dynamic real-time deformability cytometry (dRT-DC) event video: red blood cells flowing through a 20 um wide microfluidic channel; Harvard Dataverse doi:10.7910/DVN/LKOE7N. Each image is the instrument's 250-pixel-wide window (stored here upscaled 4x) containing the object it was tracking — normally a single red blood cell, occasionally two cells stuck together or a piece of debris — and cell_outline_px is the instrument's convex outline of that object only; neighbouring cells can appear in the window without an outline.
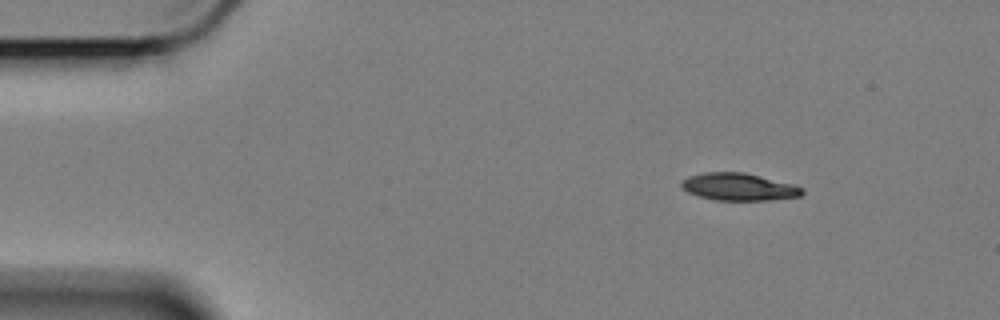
{"species": "Egyptian fruit bat (a non-hibernating species)", "species_latin": "Rousettus aegyptiacus", "temperature_condition": "cold", "stored_images_in_passage": 52, "camera_frame_rate_fps": 3000, "um_per_image_px": 0.085, "animal": {"sex": "female"}, "frame": {"image": 1, "passage_image": 1, "time_ms": 0.0, "image_size_px": [1000, 320], "cell_outline_px": [[804, 192], [800, 196], [768, 200], [716, 200], [700, 196], [688, 192], [680, 188], [680, 180], [688, 176], [704, 172], [744, 172], [792, 184], [804, 188]], "centroid_in_image_um": [62.75, 15.87], "position_along_channel_um": 22.2, "area_um2": 19.25}}
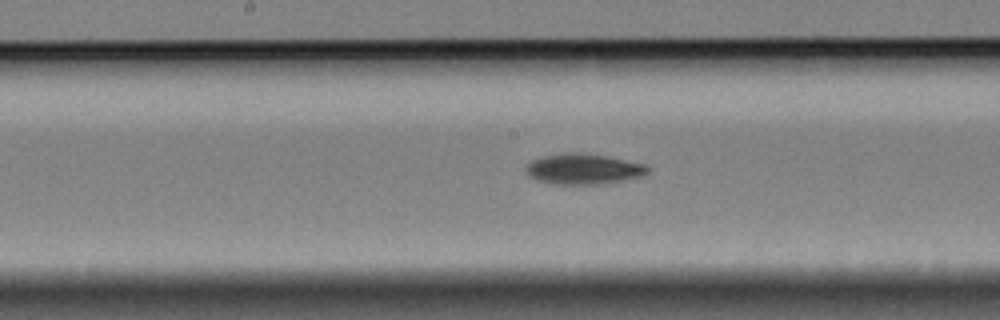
{"frame": {"image": 2, "passage_image": 23, "time_ms": 7.333, "image_size_px": [1000, 320], "cell_outline_px": [[648, 172], [644, 176], [596, 184], [556, 184], [540, 180], [528, 176], [528, 164], [532, 160], [544, 156], [564, 152], [576, 152], [604, 156], [644, 164], [648, 168]], "centroid_in_image_um": [49.59, 14.36], "position_along_channel_um": 198.6, "area_um2": 21.1}}
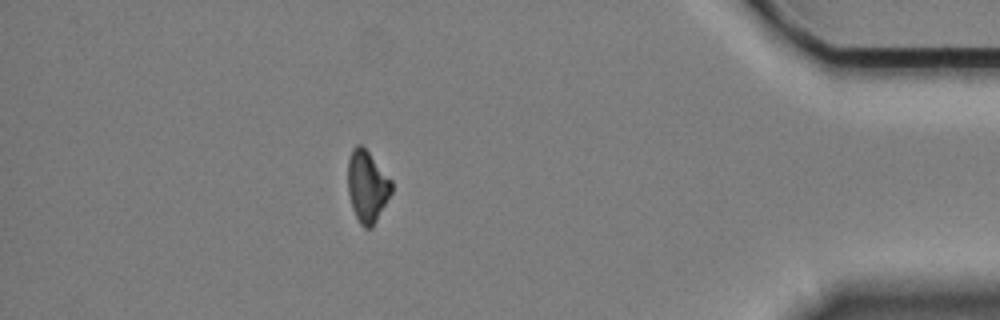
{"frame": {"image": 3, "passage_image": 45, "time_ms": 14.667, "image_size_px": [1000, 320], "cell_outline_px": [[392, 192], [372, 228], [364, 228], [360, 224], [352, 208], [348, 192], [348, 160], [352, 148], [356, 144], [360, 144], [368, 152], [392, 180]], "centroid_in_image_um": [31.2, 15.85], "position_along_channel_um": 404.0, "area_um2": 18.15}, "authors_computed_cell_mechanics": {"area_um2": 20.0855, "velocity_mm_per_s": 3.3929, "shape_relaxation_time_tau1_ms": 2.1746, "shape_relaxation_time_tau2_ms": null, "deformation_change_tau1": 0.1135, "deformation_change_tau2": null}}